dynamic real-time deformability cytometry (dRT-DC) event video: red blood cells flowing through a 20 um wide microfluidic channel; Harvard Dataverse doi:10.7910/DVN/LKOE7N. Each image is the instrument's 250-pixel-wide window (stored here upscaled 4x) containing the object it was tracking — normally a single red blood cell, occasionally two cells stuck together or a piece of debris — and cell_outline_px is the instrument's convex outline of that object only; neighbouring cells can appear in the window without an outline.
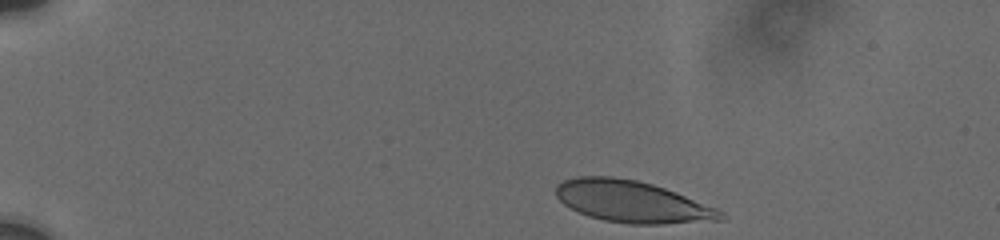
{"species": "human", "species_latin": "Homo sapiens", "temperature_condition": "cold", "stored_images_in_passage": 14, "camera_frame_rate_fps": 3000, "um_per_image_px": 0.085, "donor": {"sex": "male"}, "frame": {"image": 1, "passage_image": 1, "time_ms": 0.0, "image_size_px": [1000, 240], "cell_outline_px": [[724, 220], [664, 224], [628, 224], [604, 220], [588, 216], [564, 204], [556, 196], [556, 184], [564, 180], [576, 176], [612, 176], [636, 180], [652, 184], [676, 192], [716, 208], [724, 212]], "centroid_in_image_um": [53.73, 17.14], "position_along_channel_um": 31.3, "area_um2": 40.0}}
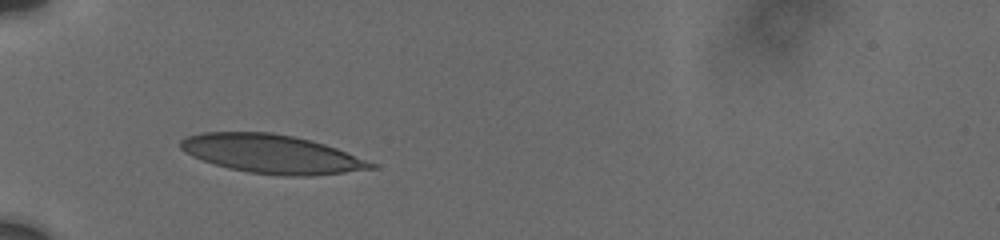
{"frame": {"image": 2, "passage_image": 13, "time_ms": 3.0, "image_size_px": [1000, 240], "cell_outline_px": [[380, 168], [312, 176], [280, 176], [248, 172], [228, 168], [212, 164], [192, 156], [184, 152], [180, 148], [180, 140], [184, 136], [200, 132], [272, 132], [312, 140], [336, 148], [376, 164]], "centroid_in_image_um": [23.06, 13.09], "position_along_channel_um": 61.9, "area_um2": 43.23}}